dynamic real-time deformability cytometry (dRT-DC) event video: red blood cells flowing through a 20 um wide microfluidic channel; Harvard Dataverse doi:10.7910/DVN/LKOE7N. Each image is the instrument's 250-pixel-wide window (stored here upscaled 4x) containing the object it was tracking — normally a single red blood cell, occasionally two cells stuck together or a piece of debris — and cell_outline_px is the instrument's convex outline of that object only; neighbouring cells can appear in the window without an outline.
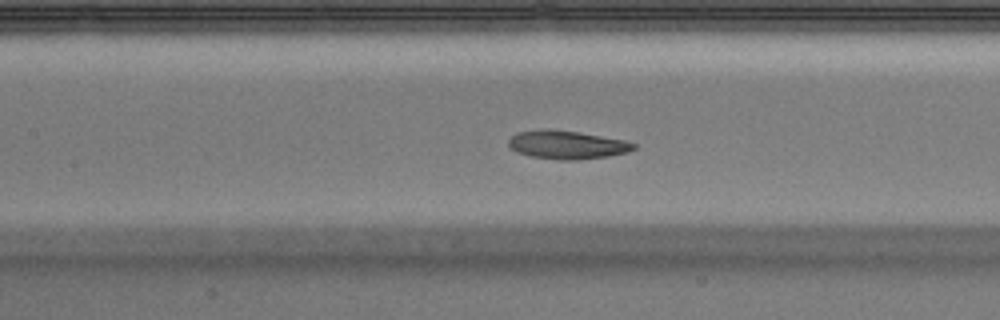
{"species": "Egyptian fruit bat (a non-hibernating species)", "species_latin": "Rousettus aegyptiacus", "temperature_condition": "warm", "stored_images_in_passage": 37, "camera_frame_rate_fps": 3000, "um_per_image_px": 0.085, "animal": {"sex": "male"}, "frame": {"image": 1, "passage_image": 9, "time_ms": 2.667, "image_size_px": [1000, 320], "cell_outline_px": [[636, 148], [628, 152], [608, 156], [576, 160], [556, 160], [532, 156], [516, 152], [508, 144], [508, 140], [516, 132], [540, 128], [548, 128], [576, 132], [624, 140], [636, 144]], "centroid_in_image_um": [48.16, 12.3], "position_along_channel_um": 159.2, "area_um2": 20.75}}
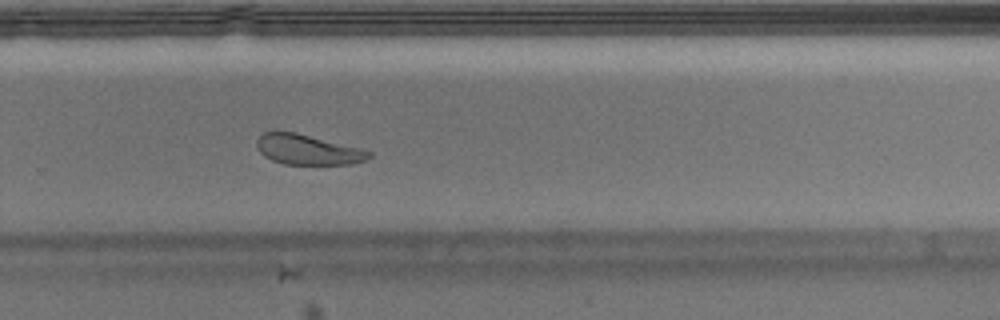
{"frame": {"image": 2, "passage_image": 20, "time_ms": 6.333, "image_size_px": [1000, 320], "cell_outline_px": [[372, 156], [368, 160], [352, 164], [284, 164], [272, 160], [264, 156], [260, 152], [256, 144], [256, 140], [264, 132], [296, 132], [360, 148], [372, 152]], "centroid_in_image_um": [26.18, 12.73], "position_along_channel_um": 303.6, "area_um2": 19.65}}
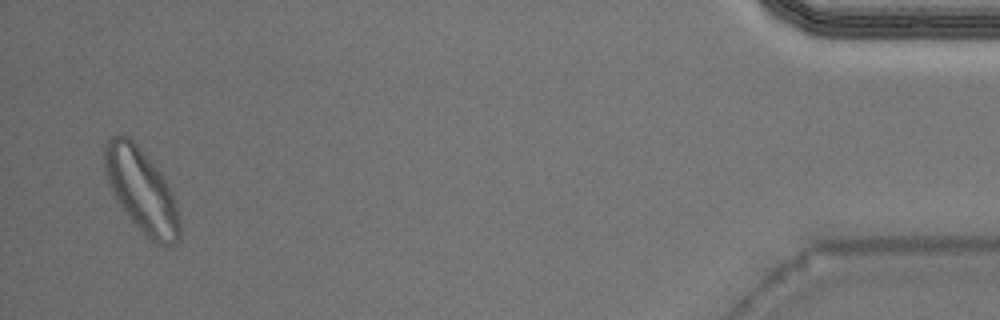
{"frame": {"image": 3, "passage_image": 35, "time_ms": 11.333, "image_size_px": [1000, 320], "cell_outline_px": [[180, 240], [176, 244], [160, 244], [152, 240], [128, 216], [116, 196], [108, 180], [104, 164], [104, 144], [112, 136], [128, 136], [136, 144], [160, 172], [168, 184], [172, 192], [176, 204], [180, 220]], "centroid_in_image_um": [12.06, 16.18], "position_along_channel_um": 423.1, "area_um2": 35.55}}